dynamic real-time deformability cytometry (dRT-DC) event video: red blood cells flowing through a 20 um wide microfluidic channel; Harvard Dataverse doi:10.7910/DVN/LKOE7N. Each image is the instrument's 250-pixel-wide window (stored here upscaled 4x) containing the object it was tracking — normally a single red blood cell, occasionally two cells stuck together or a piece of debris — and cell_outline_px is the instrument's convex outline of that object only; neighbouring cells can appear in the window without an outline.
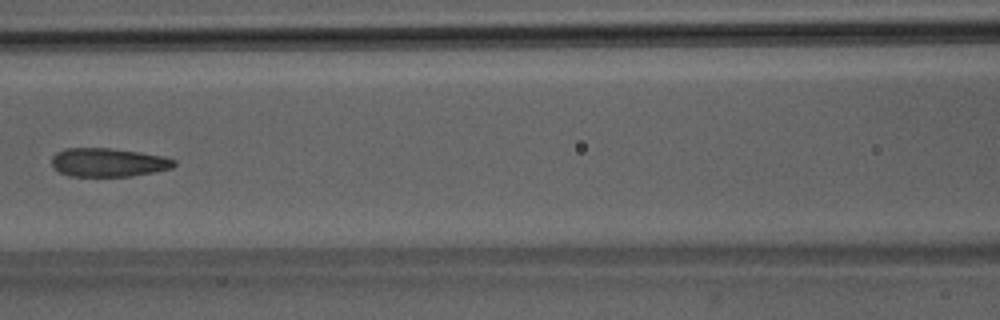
{"species": "Egyptian fruit bat (a non-hibernating species)", "species_latin": "Rousettus aegyptiacus", "temperature_condition": "room temperature", "stored_images_in_passage": 7, "camera_frame_rate_fps": 3000, "um_per_image_px": 0.085, "animal": {"sex": "male"}, "frame": {"image": 1, "passage_image": 7, "time_ms": 7.0, "image_size_px": [1000, 320], "cell_outline_px": [[176, 164], [172, 168], [156, 172], [128, 176], [68, 176], [52, 168], [52, 156], [56, 152], [64, 148], [108, 148], [140, 152], [164, 156], [176, 160]], "centroid_in_image_um": [9.2, 13.8], "position_along_channel_um": 157.4, "area_um2": 20.58}}